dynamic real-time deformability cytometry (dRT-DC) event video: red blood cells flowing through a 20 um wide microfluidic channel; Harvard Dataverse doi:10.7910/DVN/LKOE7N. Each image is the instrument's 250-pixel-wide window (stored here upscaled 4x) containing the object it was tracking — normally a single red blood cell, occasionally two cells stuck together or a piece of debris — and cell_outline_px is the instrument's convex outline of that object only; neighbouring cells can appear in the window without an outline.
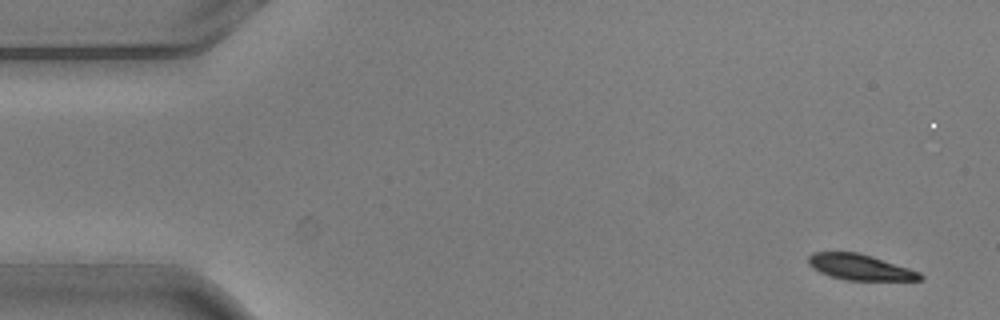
{"species": "common noctule bat (a hibernating species)", "species_latin": "Nyctalus noctula", "temperature_condition": "warm", "stored_images_in_passage": 4, "camera_frame_rate_fps": 3000, "um_per_image_px": 0.085, "animal": {"sex": "male", "body_mass_g": 20.5, "forearm_length_mm": 52.5}, "frame": {"image": 1, "passage_image": 1, "time_ms": 0.0, "image_size_px": [1000, 320], "cell_outline_px": [[924, 280], [848, 280], [832, 276], [820, 272], [812, 268], [808, 264], [808, 256], [812, 252], [856, 252], [872, 256], [920, 272], [924, 276]], "centroid_in_image_um": [73.1, 22.7], "position_along_channel_um": 11.9, "area_um2": 16.65}}